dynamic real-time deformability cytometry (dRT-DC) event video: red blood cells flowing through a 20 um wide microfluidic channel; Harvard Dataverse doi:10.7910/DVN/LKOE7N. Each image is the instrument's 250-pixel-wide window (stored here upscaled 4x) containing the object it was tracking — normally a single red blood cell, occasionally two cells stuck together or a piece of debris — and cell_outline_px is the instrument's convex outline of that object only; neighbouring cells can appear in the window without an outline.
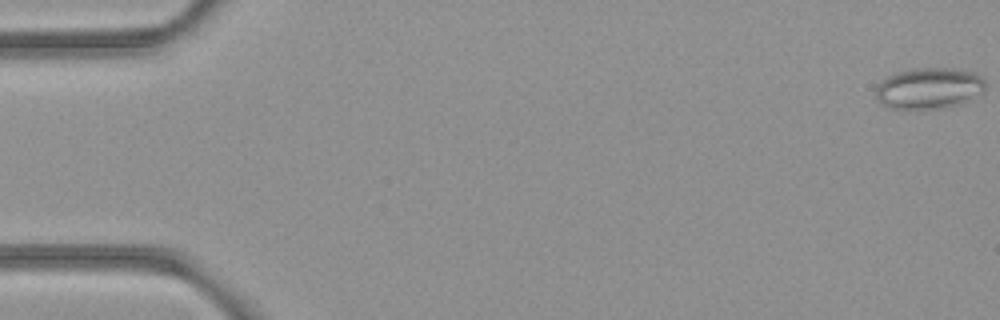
{"species": "common noctule bat (a hibernating species)", "species_latin": "Nyctalus noctula", "temperature_condition": "room temperature", "stored_images_in_passage": 6, "camera_frame_rate_fps": 3000, "um_per_image_px": 0.085, "animal": {"sex": "female", "body_mass_g": 21.9}, "frame": {"image": 1, "passage_image": 6, "time_ms": 1.667, "image_size_px": [1000, 320], "cell_outline_px": [[984, 92], [956, 104], [936, 108], [892, 108], [880, 104], [876, 96], [876, 88], [888, 76], [900, 72], [916, 68], [952, 68], [972, 72], [980, 76], [984, 80]], "centroid_in_image_um": [78.95, 7.49], "position_along_channel_um": 6.0, "area_um2": 25.61}}